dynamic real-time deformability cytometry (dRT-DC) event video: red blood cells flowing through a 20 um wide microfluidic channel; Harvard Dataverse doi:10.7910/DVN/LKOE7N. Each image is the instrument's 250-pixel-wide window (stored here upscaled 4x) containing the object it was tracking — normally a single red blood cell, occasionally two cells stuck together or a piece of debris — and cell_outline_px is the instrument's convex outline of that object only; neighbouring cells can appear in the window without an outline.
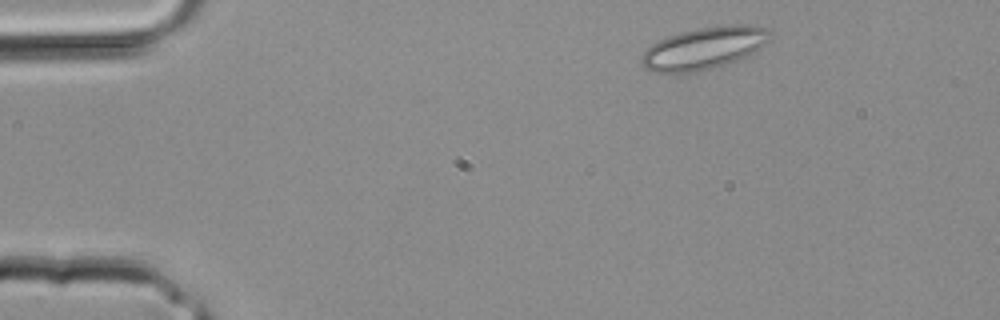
{"species": "common noctule bat (a hibernating species)", "species_latin": "Nyctalus noctula", "temperature_condition": "room temperature", "stored_images_in_passage": 2, "camera_frame_rate_fps": 3000, "um_per_image_px": 0.085, "animal": {"sex": "male", "body_mass_g": 20.4}, "frame": {"image": 1, "passage_image": 2, "time_ms": 0.333, "image_size_px": [1000, 320], "cell_outline_px": [[772, 40], [748, 56], [728, 64], [696, 72], [652, 72], [644, 68], [640, 64], [640, 56], [656, 40], [680, 32], [720, 24], [752, 24], [768, 28], [772, 32]], "centroid_in_image_um": [59.89, 4.07], "position_along_channel_um": 25.1, "area_um2": 32.25}}